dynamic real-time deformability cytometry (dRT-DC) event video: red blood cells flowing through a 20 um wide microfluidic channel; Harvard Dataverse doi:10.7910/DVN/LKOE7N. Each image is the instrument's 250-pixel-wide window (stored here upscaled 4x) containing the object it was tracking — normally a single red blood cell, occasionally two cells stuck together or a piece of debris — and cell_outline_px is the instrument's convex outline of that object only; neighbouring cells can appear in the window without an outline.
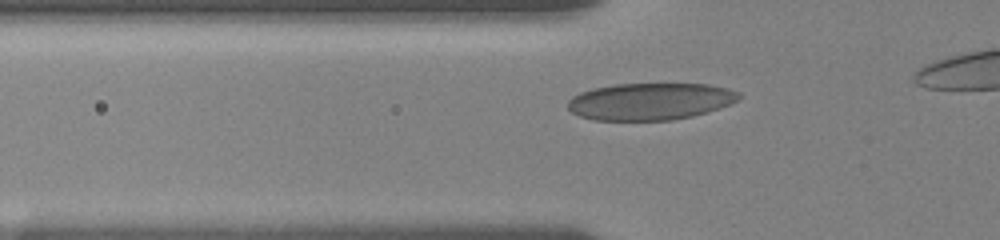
{"species": "human", "species_latin": "Homo sapiens", "temperature_condition": "room temperature", "stored_images_in_passage": 36, "camera_frame_rate_fps": 3000, "um_per_image_px": 0.085, "donor": {"sex": "female"}, "frame": {"image": 1, "passage_image": 6, "time_ms": 1.667, "image_size_px": [1000, 240], "cell_outline_px": [[740, 96], [732, 104], [708, 112], [692, 116], [672, 120], [592, 120], [580, 116], [572, 112], [568, 108], [568, 100], [572, 96], [580, 92], [596, 88], [616, 84], [708, 84], [728, 88], [740, 92]], "centroid_in_image_um": [55.28, 8.62], "position_along_channel_um": 70.5, "area_um2": 36.93}}
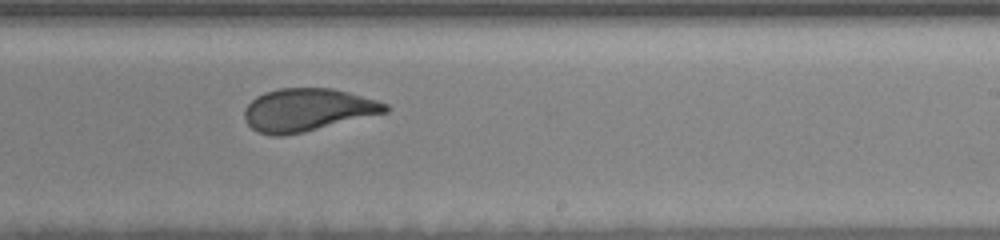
{"frame": {"image": 2, "passage_image": 22, "time_ms": 7.0, "image_size_px": [1000, 240], "cell_outline_px": [[388, 112], [304, 132], [284, 136], [272, 136], [260, 132], [252, 128], [244, 120], [244, 108], [256, 96], [264, 92], [280, 88], [332, 88], [348, 92], [376, 100], [388, 104]], "centroid_in_image_um": [26.11, 9.34], "position_along_channel_um": 262.9, "area_um2": 35.08}}
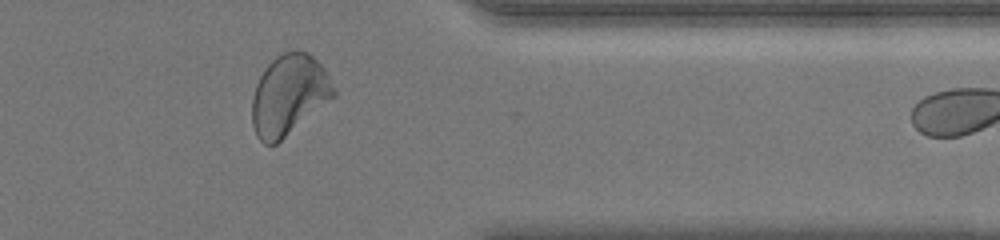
{"frame": {"image": 3, "passage_image": 33, "time_ms": 10.667, "image_size_px": [1000, 240], "cell_outline_px": [[336, 96], [276, 144], [264, 144], [256, 136], [252, 124], [252, 100], [256, 84], [260, 76], [268, 64], [276, 56], [284, 52], [296, 48], [308, 52], [324, 68], [336, 92]], "centroid_in_image_um": [24.55, 8.06], "position_along_channel_um": 386.8, "area_um2": 38.21}}